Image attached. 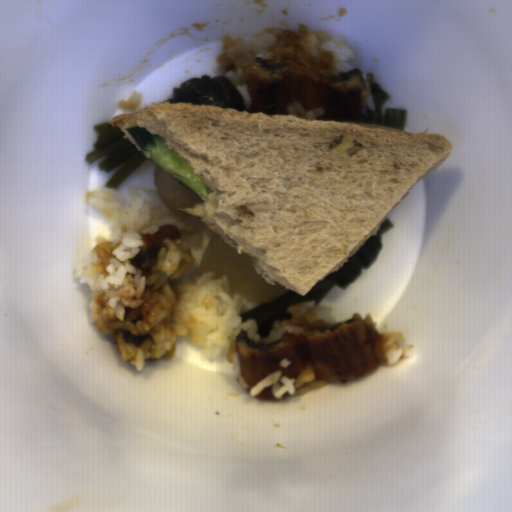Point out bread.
Listing matches in <instances>:
<instances>
[{"label":"bread","mask_w":512,"mask_h":512,"mask_svg":"<svg viewBox=\"0 0 512 512\" xmlns=\"http://www.w3.org/2000/svg\"><path fill=\"white\" fill-rule=\"evenodd\" d=\"M147 128L209 186L179 209L245 254L270 286L307 295L447 160L448 138L351 122L182 101L110 119Z\"/></svg>","instance_id":"8d2b1439"}]
</instances>
